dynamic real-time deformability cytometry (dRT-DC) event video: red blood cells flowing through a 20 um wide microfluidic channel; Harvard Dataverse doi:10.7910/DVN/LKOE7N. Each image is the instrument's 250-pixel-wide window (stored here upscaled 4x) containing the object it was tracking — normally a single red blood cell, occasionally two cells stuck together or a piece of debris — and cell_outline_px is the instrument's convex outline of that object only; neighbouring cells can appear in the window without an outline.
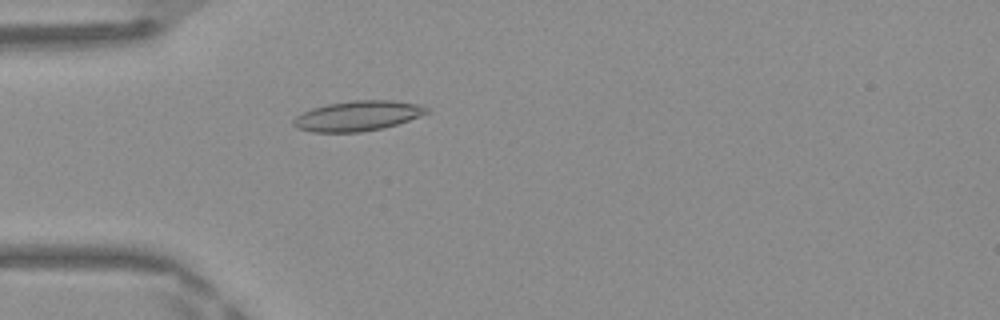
{"species": "Egyptian fruit bat (a non-hibernating species)", "species_latin": "Rousettus aegyptiacus", "temperature_condition": "warm", "stored_images_in_passage": 46, "camera_frame_rate_fps": 3000, "um_per_image_px": 0.085, "frame": {"image": 1, "passage_image": 12, "time_ms": 3.667, "image_size_px": [1000, 320], "cell_outline_px": [[428, 112], [420, 116], [384, 128], [360, 132], [312, 132], [296, 128], [292, 124], [292, 120], [296, 116], [312, 108], [328, 104], [352, 100], [392, 100], [420, 104], [428, 108]], "centroid_in_image_um": [30.39, 9.85], "position_along_channel_um": 54.6, "area_um2": 23.35}}
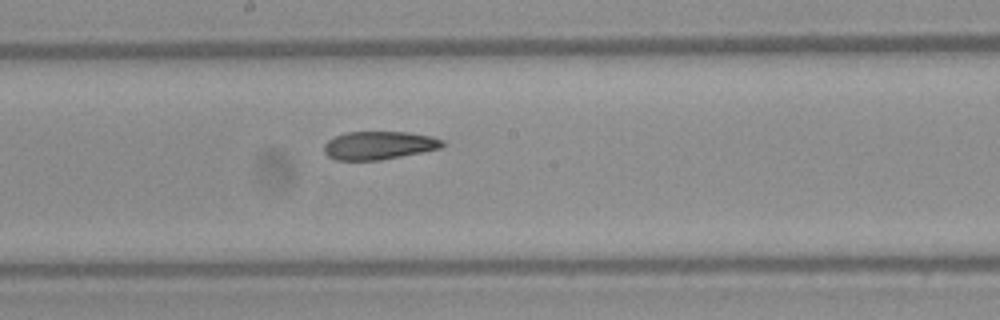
{"frame": {"image": 2, "passage_image": 24, "time_ms": 7.667, "image_size_px": [1000, 320], "cell_outline_px": [[444, 144], [440, 148], [380, 160], [336, 160], [328, 156], [324, 152], [324, 144], [328, 140], [336, 136], [348, 132], [408, 132], [432, 136], [444, 140]], "centroid_in_image_um": [32.2, 12.35], "position_along_channel_um": 216.0, "area_um2": 19.31}}
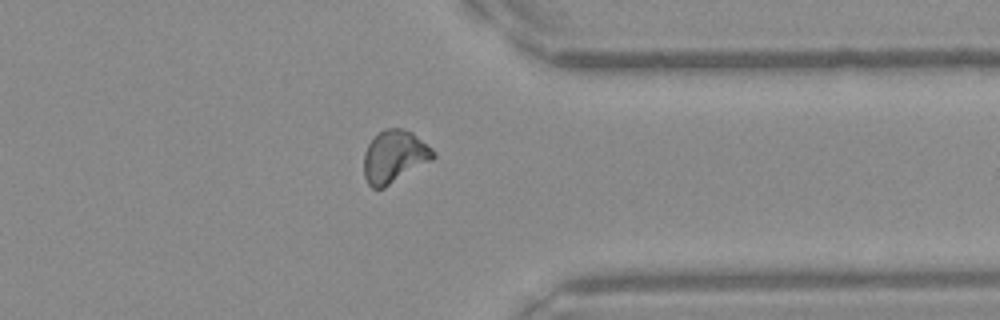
{"frame": {"image": 3, "passage_image": 36, "time_ms": 11.667, "image_size_px": [1000, 320], "cell_outline_px": [[436, 156], [432, 160], [384, 188], [372, 188], [368, 184], [364, 176], [364, 152], [368, 144], [384, 128], [404, 128], [412, 132], [432, 148], [436, 152]], "centroid_in_image_um": [33.53, 13.31], "position_along_channel_um": 377.9, "area_um2": 21.21}, "authors_computed_cell_mechanics": {"area_um2": 20.8947, "velocity_mm_per_s": 4.1873, "shape_relaxation_time_tau1_ms": null, "shape_relaxation_time_tau2_ms": 4.1888, "deformation_change_tau1": null, "deformation_change_tau2": 0.0823}}